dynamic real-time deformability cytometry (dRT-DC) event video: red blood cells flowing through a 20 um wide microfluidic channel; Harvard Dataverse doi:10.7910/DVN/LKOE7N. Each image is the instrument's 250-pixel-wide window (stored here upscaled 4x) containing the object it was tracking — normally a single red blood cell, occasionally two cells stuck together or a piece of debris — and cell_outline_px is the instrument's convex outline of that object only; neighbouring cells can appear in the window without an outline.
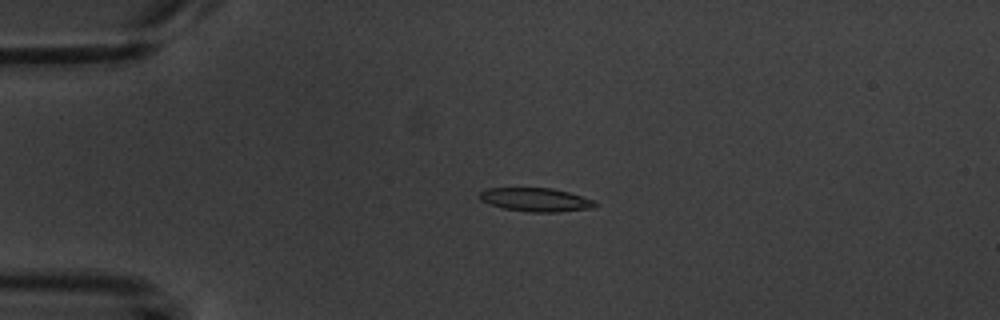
{"species": "common noctule bat (a hibernating species)", "species_latin": "Nyctalus noctula", "temperature_condition": "warm", "stored_images_in_passage": 4, "camera_frame_rate_fps": 3000, "um_per_image_px": 0.085, "animal": {"sex": "male", "body_mass_g": 20.1, "forearm_length_mm": 53.5}, "frame": {"image": 1, "passage_image": 3, "time_ms": 2.333, "image_size_px": [1000, 320], "cell_outline_px": [[596, 204], [592, 208], [556, 212], [528, 212], [504, 208], [488, 204], [480, 200], [476, 196], [480, 192], [488, 188], [552, 188], [568, 192], [596, 200]], "centroid_in_image_um": [45.5, 16.97], "position_along_channel_um": 39.5, "area_um2": 15.95}}